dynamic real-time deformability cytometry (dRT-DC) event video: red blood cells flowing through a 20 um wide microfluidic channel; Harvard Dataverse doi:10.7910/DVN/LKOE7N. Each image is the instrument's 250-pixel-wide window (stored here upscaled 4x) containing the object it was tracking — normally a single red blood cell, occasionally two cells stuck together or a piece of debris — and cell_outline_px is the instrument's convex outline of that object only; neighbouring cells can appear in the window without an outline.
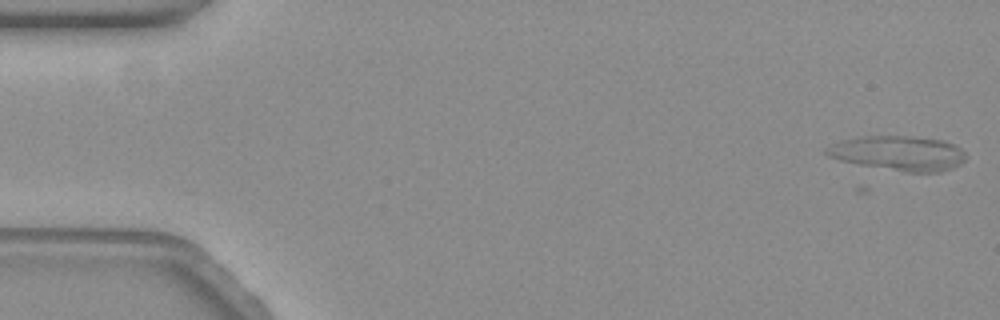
{"species": "common noctule bat (a hibernating species)", "species_latin": "Nyctalus noctula", "temperature_condition": "warm", "stored_images_in_passage": 5, "camera_frame_rate_fps": 3000, "um_per_image_px": 0.085, "animal": {"sex": "female", "body_mass_g": 19.3, "forearm_length_mm": 54.1}, "frame": {"image": 1, "passage_image": 5, "time_ms": 1.333, "image_size_px": [1000, 320], "cell_outline_px": [[964, 160], [960, 164], [952, 168], [940, 172], [904, 172], [860, 164], [840, 160], [828, 156], [824, 152], [824, 148], [832, 144], [844, 140], [860, 136], [908, 136], [944, 140], [960, 148], [964, 152]], "centroid_in_image_um": [76.36, 13.02], "position_along_channel_um": 8.6, "area_um2": 27.98}}